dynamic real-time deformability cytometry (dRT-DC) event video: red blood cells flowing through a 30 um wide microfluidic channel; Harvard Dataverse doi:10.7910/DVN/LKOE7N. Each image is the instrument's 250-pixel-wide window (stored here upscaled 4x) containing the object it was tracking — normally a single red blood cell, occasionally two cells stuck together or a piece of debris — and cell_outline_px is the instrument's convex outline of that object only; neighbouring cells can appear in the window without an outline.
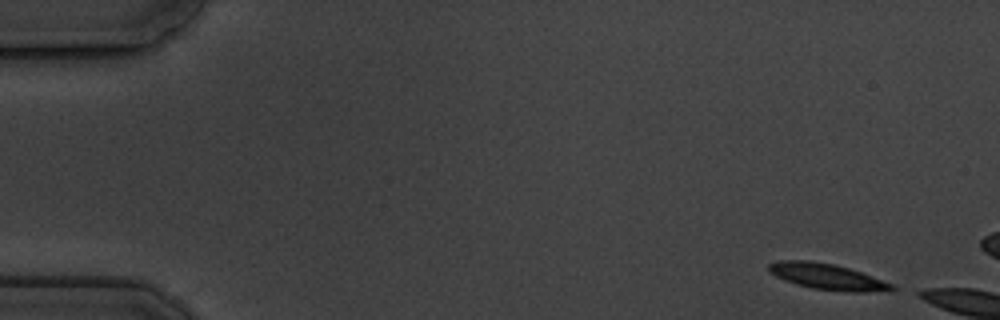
{"species": "common noctule bat (a hibernating species)", "species_latin": "Nyctalus noctula", "temperature_condition": "cold", "stored_images_in_passage": 4, "camera_frame_rate_fps": 3000, "um_per_image_px": 0.085, "animal": {"sex": "male", "body_mass_g": 19.5, "forearm_length_mm": 54.6}, "frame": {"image": 1, "passage_image": 1, "time_ms": 0.0, "image_size_px": [1000, 320], "cell_outline_px": [[896, 288], [864, 292], [848, 292], [812, 288], [796, 284], [784, 280], [768, 272], [768, 264], [780, 260], [812, 260], [836, 264], [872, 276], [892, 284]], "centroid_in_image_um": [70.23, 23.49], "position_along_channel_um": 14.8, "area_um2": 18.44}}